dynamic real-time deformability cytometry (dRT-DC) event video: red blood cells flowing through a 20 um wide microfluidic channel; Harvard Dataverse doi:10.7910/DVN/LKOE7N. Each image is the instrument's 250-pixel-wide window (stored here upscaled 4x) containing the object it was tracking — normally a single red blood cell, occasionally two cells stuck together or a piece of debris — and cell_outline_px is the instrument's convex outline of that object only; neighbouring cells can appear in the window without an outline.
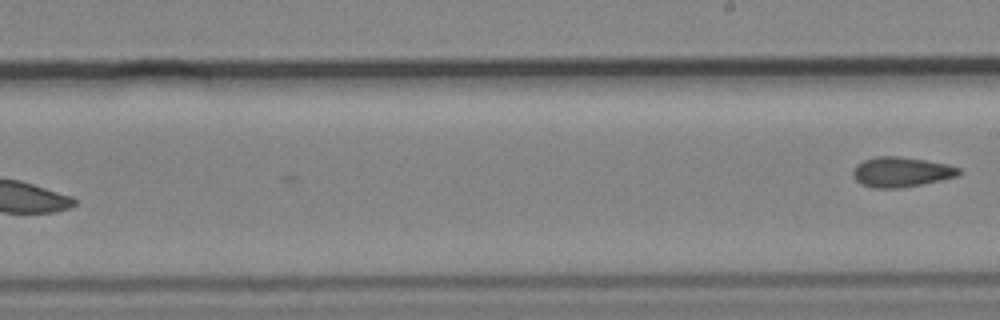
{"species": "common noctule bat (a hibernating species)", "species_latin": "Nyctalus noctula", "temperature_condition": "cold", "stored_images_in_passage": 11, "segment_of_instrument_passage": [2, 2], "camera_frame_rate_fps": 3000, "um_per_image_px": 0.085, "animal": {"sex": "male", "body_mass_g": 19.2, "forearm_length_mm": 51.8}, "frame": {"image": 1, "passage_image": 11, "time_ms": 13.0, "image_size_px": [1000, 320], "cell_outline_px": [[960, 172], [956, 176], [940, 180], [900, 188], [876, 188], [860, 184], [852, 176], [852, 172], [856, 164], [864, 160], [876, 156], [900, 156], [948, 164], [960, 168]], "centroid_in_image_um": [76.56, 14.61], "position_along_channel_um": 212.4, "area_um2": 18.44}}